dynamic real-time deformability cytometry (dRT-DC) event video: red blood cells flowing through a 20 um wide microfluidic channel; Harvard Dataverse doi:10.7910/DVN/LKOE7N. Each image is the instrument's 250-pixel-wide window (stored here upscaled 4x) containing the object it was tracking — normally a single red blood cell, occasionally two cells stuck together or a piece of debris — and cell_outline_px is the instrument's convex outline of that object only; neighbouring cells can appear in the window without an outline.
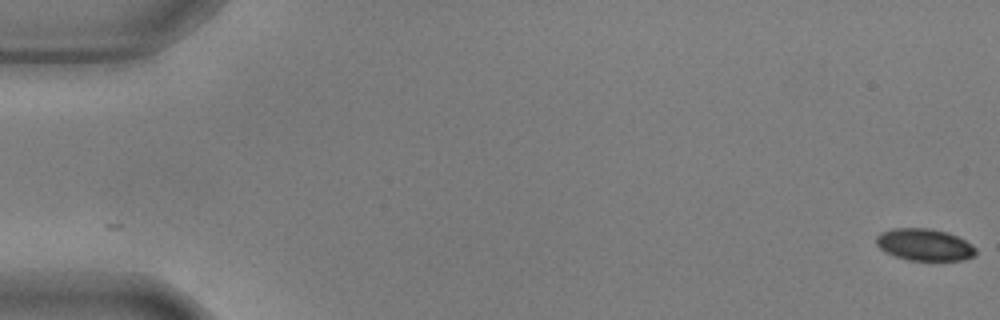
{"species": "common noctule bat (a hibernating species)", "species_latin": "Nyctalus noctula", "temperature_condition": "warm", "stored_images_in_passage": 56, "camera_frame_rate_fps": 3000, "um_per_image_px": 0.085, "animal": {"sex": "male", "body_mass_g": 17.9, "forearm_length_mm": 54.2}, "frame": {"image": 1, "passage_image": 1, "time_ms": 0.0, "image_size_px": [1000, 320], "cell_outline_px": [[976, 252], [972, 256], [964, 260], [908, 260], [884, 252], [876, 244], [876, 236], [880, 232], [892, 228], [928, 228], [948, 232], [972, 244], [976, 248]], "centroid_in_image_um": [78.55, 20.79], "position_along_channel_um": 6.4, "area_um2": 18.55}}
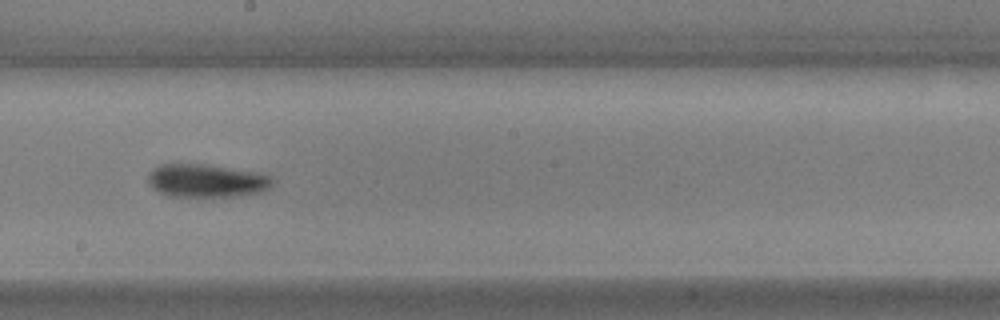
{"frame": {"image": 2, "passage_image": 32, "time_ms": 10.333, "image_size_px": [1000, 320], "cell_outline_px": [[276, 180], [268, 188], [260, 192], [240, 196], [168, 196], [152, 188], [148, 184], [148, 176], [160, 164], [204, 164], [260, 172], [272, 176]], "centroid_in_image_um": [17.61, 15.36], "position_along_channel_um": 230.6, "area_um2": 24.1}}
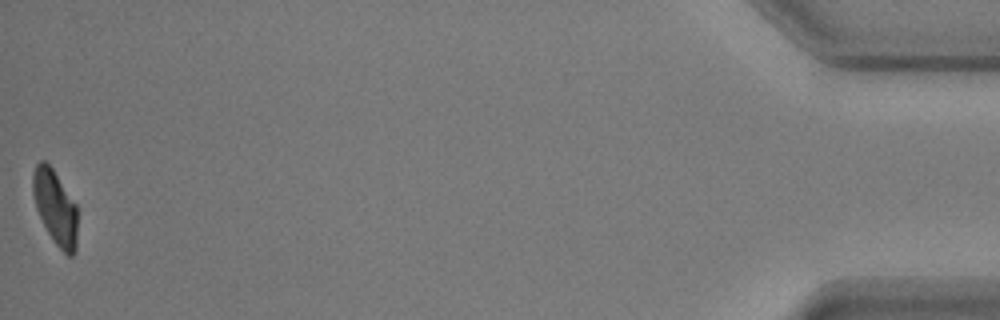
{"frame": {"image": 3, "passage_image": 56, "time_ms": 18.333, "image_size_px": [1000, 320], "cell_outline_px": [[76, 248], [72, 256], [68, 256], [56, 244], [48, 232], [36, 208], [32, 192], [32, 172], [36, 164], [40, 160], [44, 160], [52, 168], [76, 204]], "centroid_in_image_um": [4.67, 17.59], "position_along_channel_um": 430.5, "area_um2": 19.07}, "authors_computed_cell_mechanics": {"area_um2": 22.2819, "velocity_mm_per_s": 3.6538, "shape_relaxation_time_tau1_ms": 3.1413, "shape_relaxation_time_tau2_ms": 7.8696, "deformation_change_tau1": 0.1038, "deformation_change_tau2": 0.1592}}